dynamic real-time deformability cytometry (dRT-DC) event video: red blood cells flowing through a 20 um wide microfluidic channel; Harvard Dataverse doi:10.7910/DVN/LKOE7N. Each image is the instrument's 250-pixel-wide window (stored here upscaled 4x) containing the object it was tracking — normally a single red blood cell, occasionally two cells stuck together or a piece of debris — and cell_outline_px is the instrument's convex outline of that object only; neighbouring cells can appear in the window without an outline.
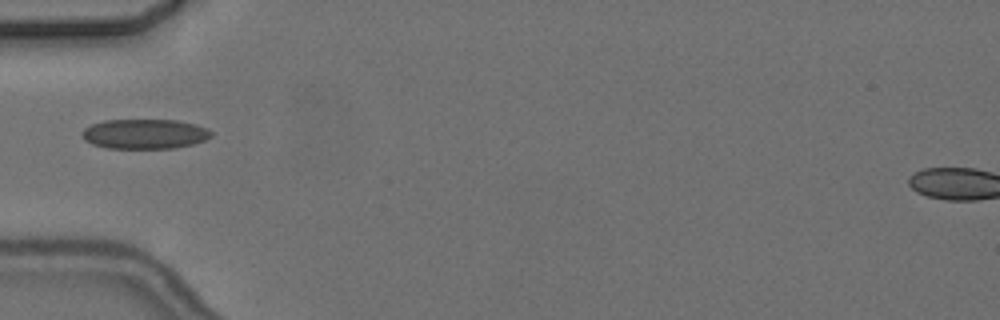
{"species": "common noctule bat (a hibernating species)", "species_latin": "Nyctalus noctula", "temperature_condition": "cold", "stored_images_in_passage": 6, "camera_frame_rate_fps": 3000, "um_per_image_px": 0.085, "animal": {"sex": "female", "body_mass_g": 24.6, "forearm_length_mm": 56.2}, "frame": {"image": 1, "passage_image": 6, "time_ms": 6.0, "image_size_px": [1000, 320], "cell_outline_px": [[212, 136], [204, 140], [192, 144], [172, 148], [108, 148], [92, 144], [84, 140], [80, 132], [84, 128], [92, 124], [104, 120], [176, 120], [196, 124], [208, 128], [212, 132]], "centroid_in_image_um": [12.28, 11.38], "position_along_channel_um": 72.7, "area_um2": 22.48}}